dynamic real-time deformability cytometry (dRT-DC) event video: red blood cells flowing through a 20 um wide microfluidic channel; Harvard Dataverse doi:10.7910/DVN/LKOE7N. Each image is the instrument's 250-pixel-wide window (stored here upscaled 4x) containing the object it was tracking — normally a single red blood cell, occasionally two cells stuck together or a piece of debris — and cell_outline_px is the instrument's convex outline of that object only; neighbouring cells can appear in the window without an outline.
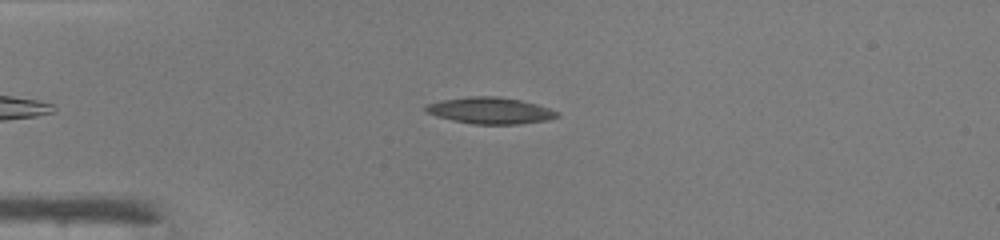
{"species": "common noctule bat (a hibernating species)", "species_latin": "Nyctalus noctula", "temperature_condition": "warm", "stored_images_in_passage": 35, "camera_frame_rate_fps": 3000, "um_per_image_px": 0.085, "animal": {"sex": "male", "body_mass_g": 19.0, "forearm_length_mm": 50.8}, "frame": {"image": 1, "passage_image": 4, "time_ms": 1.0, "image_size_px": [1000, 240], "cell_outline_px": [[560, 116], [548, 120], [520, 124], [472, 124], [452, 120], [436, 116], [428, 112], [424, 108], [428, 104], [440, 100], [472, 96], [496, 96], [520, 100], [536, 104], [560, 112]], "centroid_in_image_um": [41.7, 9.4], "position_along_channel_um": 43.3, "area_um2": 20.23}}
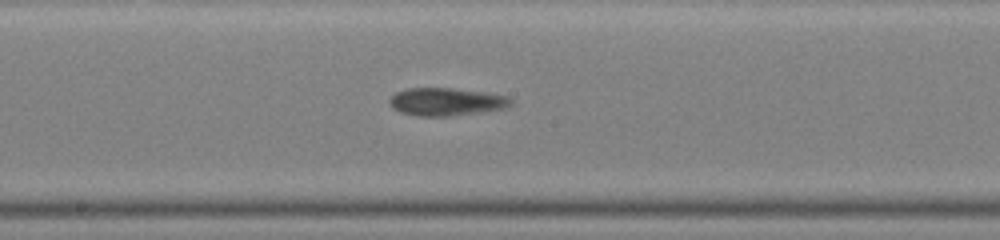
{"frame": {"image": 2, "passage_image": 18, "time_ms": 5.667, "image_size_px": [1000, 240], "cell_outline_px": [[512, 104], [504, 108], [448, 116], [420, 116], [400, 112], [392, 108], [388, 100], [396, 92], [408, 88], [452, 88], [484, 92], [504, 96], [512, 100]], "centroid_in_image_um": [37.87, 8.64], "position_along_channel_um": 210.3, "area_um2": 19.36}}
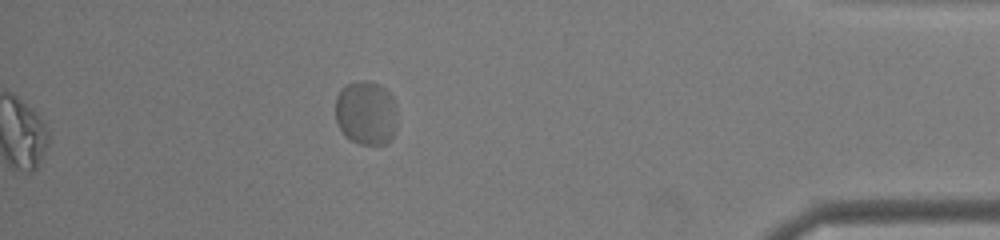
{"frame": {"image": 3, "passage_image": 35, "time_ms": 11.333, "image_size_px": [1000, 240], "cell_outline_px": [[396, 132], [384, 144], [360, 144], [352, 140], [340, 128], [336, 120], [336, 96], [348, 84], [364, 80], [376, 84], [384, 88], [392, 96], [396, 108]], "centroid_in_image_um": [31.14, 9.61], "position_along_channel_um": 404.1, "area_um2": 22.72}}